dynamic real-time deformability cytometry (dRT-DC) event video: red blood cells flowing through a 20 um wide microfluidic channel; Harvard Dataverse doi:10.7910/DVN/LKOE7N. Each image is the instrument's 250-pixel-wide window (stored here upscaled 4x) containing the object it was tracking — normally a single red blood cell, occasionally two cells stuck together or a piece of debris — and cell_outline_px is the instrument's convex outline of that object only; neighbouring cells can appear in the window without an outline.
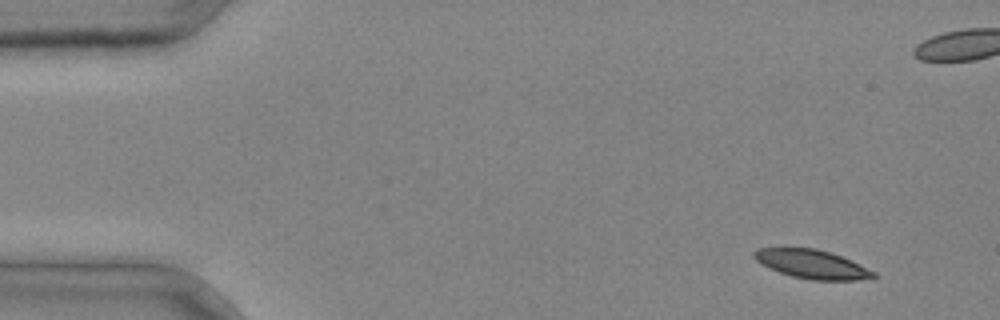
{"species": "common noctule bat (a hibernating species)", "species_latin": "Nyctalus noctula", "temperature_condition": "cold", "stored_images_in_passage": 3, "camera_frame_rate_fps": 3000, "um_per_image_px": 0.085, "animal": {"sex": "male", "body_mass_g": 20.4}, "frame": {"image": 1, "passage_image": 1, "time_ms": 0.0, "image_size_px": [1000, 320], "cell_outline_px": [[876, 276], [856, 280], [812, 280], [792, 276], [768, 268], [760, 264], [752, 256], [752, 252], [756, 248], [780, 244], [788, 244], [816, 248], [852, 260], [876, 272]], "centroid_in_image_um": [68.87, 22.38], "position_along_channel_um": 16.1, "area_um2": 20.98}}